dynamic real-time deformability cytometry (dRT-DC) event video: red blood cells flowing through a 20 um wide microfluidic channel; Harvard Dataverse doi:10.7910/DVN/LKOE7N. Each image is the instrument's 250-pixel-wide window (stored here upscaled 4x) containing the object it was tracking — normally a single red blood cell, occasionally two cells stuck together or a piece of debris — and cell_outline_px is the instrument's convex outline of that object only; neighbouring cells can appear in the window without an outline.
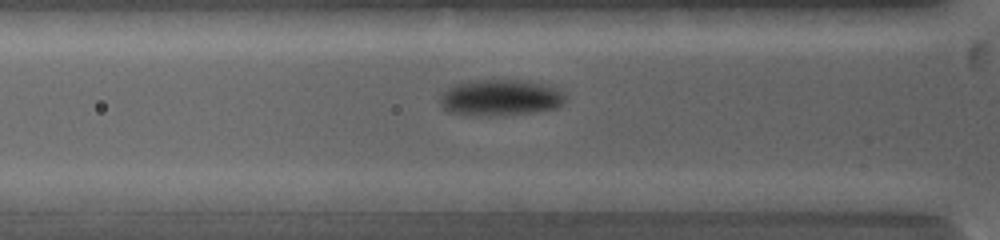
{"species": "common noctule bat (a hibernating species)", "species_latin": "Nyctalus noctula", "temperature_condition": "warm", "stored_images_in_passage": 7, "camera_frame_rate_fps": 5000, "um_per_image_px": 0.085, "animal": {"sex": "female", "body_mass_g": 19.0, "forearm_length_mm": 53.3}, "frame": {"image": 1, "passage_image": 6, "time_ms": 2.8, "image_size_px": [1000, 240], "cell_outline_px": [[568, 100], [564, 104], [556, 108], [536, 112], [504, 116], [464, 116], [448, 112], [440, 104], [440, 92], [452, 84], [472, 80], [528, 80], [548, 84], [560, 88], [568, 96]], "centroid_in_image_um": [42.56, 8.31], "position_along_channel_um": 83.2, "area_um2": 27.8}}